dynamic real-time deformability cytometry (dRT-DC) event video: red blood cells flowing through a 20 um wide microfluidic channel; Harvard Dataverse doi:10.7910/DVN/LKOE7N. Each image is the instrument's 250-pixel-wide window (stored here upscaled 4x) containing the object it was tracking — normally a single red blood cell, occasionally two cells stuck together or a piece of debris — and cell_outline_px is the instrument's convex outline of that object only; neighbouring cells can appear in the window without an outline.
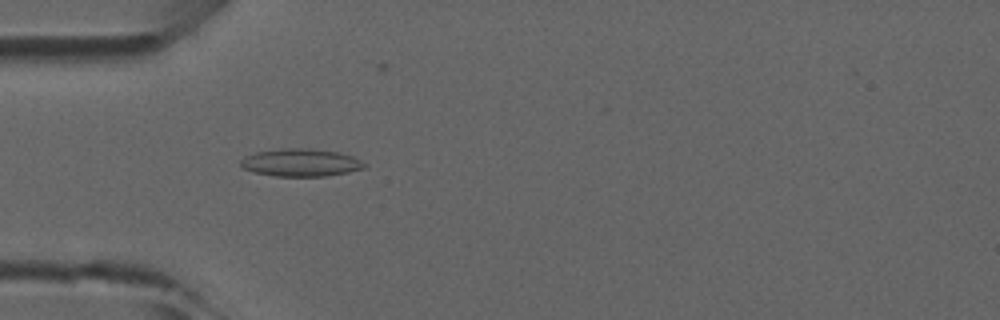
{"species": "common noctule bat (a hibernating species)", "species_latin": "Nyctalus noctula", "temperature_condition": "room temperature", "stored_images_in_passage": 45, "camera_frame_rate_fps": 3000, "um_per_image_px": 0.085, "animal": {"sex": "male", "forearm_length_mm": 52.5}, "frame": {"image": 1, "passage_image": 11, "time_ms": 3.333, "image_size_px": [1000, 320], "cell_outline_px": [[368, 164], [364, 168], [348, 172], [328, 176], [276, 176], [256, 172], [244, 168], [240, 164], [240, 160], [244, 156], [256, 152], [280, 148], [308, 148], [336, 152], [352, 156]], "centroid_in_image_um": [25.57, 13.81], "position_along_channel_um": 59.4, "area_um2": 19.88}}
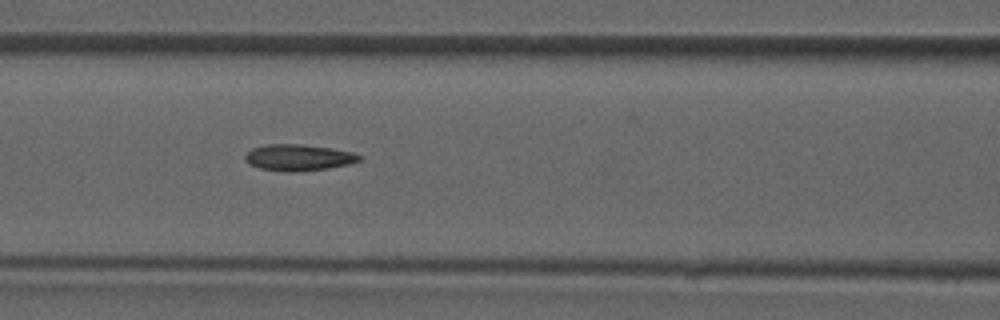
{"frame": {"image": 2, "passage_image": 17, "time_ms": 5.333, "image_size_px": [1000, 320], "cell_outline_px": [[360, 160], [348, 164], [328, 168], [300, 172], [284, 172], [260, 168], [248, 164], [244, 160], [244, 156], [252, 148], [268, 144], [300, 144], [332, 148], [352, 152], [360, 156]], "centroid_in_image_um": [25.32, 13.4], "position_along_channel_um": 141.3, "area_um2": 17.57}}
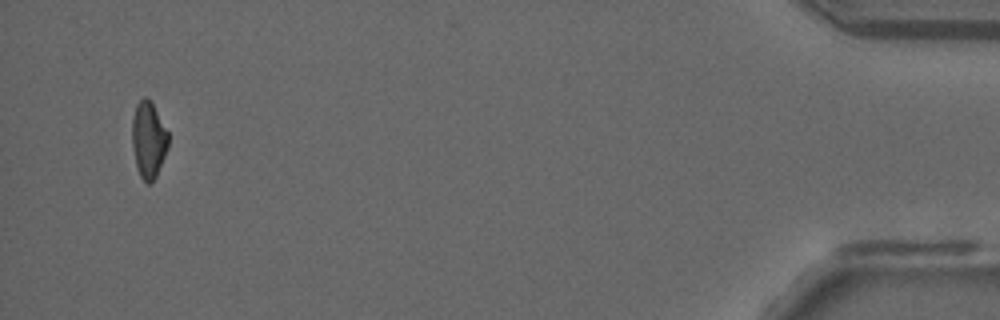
{"frame": {"image": 3, "passage_image": 43, "time_ms": 14.0, "image_size_px": [1000, 320], "cell_outline_px": [[168, 148], [156, 176], [148, 184], [140, 176], [136, 164], [132, 144], [132, 120], [136, 104], [144, 96], [152, 104], [168, 132]], "centroid_in_image_um": [12.62, 11.88], "position_along_channel_um": 422.6, "area_um2": 15.78}}